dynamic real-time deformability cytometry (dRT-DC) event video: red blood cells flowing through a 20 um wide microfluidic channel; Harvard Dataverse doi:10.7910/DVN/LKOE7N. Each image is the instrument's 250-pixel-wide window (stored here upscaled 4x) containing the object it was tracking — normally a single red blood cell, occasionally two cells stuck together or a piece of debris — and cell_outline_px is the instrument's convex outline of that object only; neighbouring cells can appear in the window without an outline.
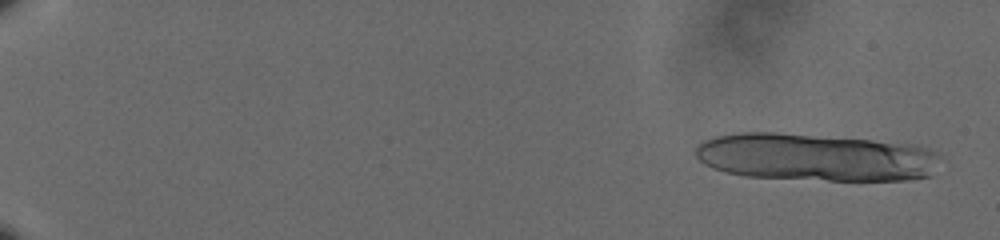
{"species": "human", "species_latin": "Homo sapiens", "temperature_condition": "cold", "stored_images_in_passage": 20, "camera_frame_rate_fps": 3000, "um_per_image_px": 0.085, "donor": {"sex": "male"}, "frame": {"image": 1, "passage_image": 3, "time_ms": 0.667, "image_size_px": [1000, 240], "cell_outline_px": [[940, 156], [932, 176], [908, 180], [828, 180], [744, 176], [724, 172], [712, 168], [704, 164], [696, 156], [696, 148], [704, 140], [716, 136], [740, 132], [776, 132], [872, 140], [908, 144], [928, 148], [936, 152]], "centroid_in_image_um": [69.32, 13.37], "position_along_channel_um": 15.7, "area_um2": 67.92}}